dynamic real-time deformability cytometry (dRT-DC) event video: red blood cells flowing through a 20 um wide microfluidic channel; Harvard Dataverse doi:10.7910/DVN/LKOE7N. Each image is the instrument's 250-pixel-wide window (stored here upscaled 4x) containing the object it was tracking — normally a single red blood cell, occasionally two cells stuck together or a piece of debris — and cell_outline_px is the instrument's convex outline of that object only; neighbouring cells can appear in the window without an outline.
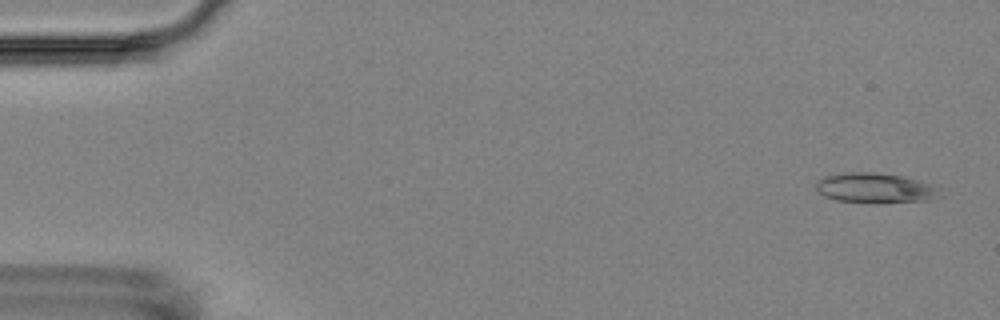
{"species": "Egyptian fruit bat (a non-hibernating species)", "species_latin": "Rousettus aegyptiacus", "temperature_condition": "room temperature", "stored_images_in_passage": 6, "camera_frame_rate_fps": 3000, "um_per_image_px": 0.085, "animal": {"sex": "female"}, "frame": {"image": 1, "passage_image": 1, "time_ms": 0.0, "image_size_px": [1000, 320], "cell_outline_px": [[944, 196], [928, 200], [876, 204], [836, 200], [824, 196], [816, 192], [816, 180], [824, 176], [848, 172], [872, 172], [900, 176], [932, 184], [940, 188]], "centroid_in_image_um": [74.4, 16.0], "position_along_channel_um": 10.6, "area_um2": 22.14}}